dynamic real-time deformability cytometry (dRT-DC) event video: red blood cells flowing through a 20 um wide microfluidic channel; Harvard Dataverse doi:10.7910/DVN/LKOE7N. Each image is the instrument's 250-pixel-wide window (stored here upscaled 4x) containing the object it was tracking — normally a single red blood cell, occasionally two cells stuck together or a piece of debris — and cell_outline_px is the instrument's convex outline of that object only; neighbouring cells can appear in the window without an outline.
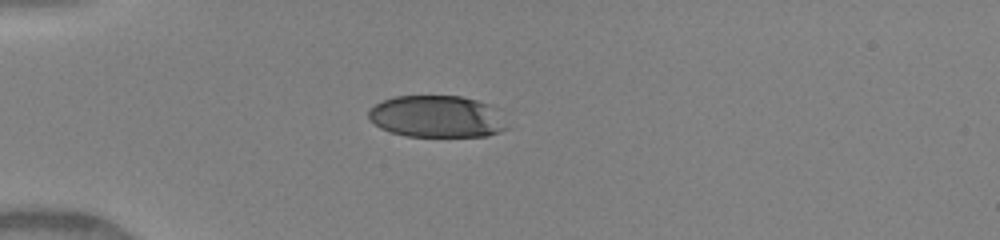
{"species": "human", "species_latin": "Homo sapiens", "temperature_condition": "warm", "stored_images_in_passage": 36, "camera_frame_rate_fps": 3000, "um_per_image_px": 0.085, "donor": {"sex": "female"}, "frame": {"image": 1, "passage_image": 1, "time_ms": 0.0, "image_size_px": [1000, 240], "cell_outline_px": [[512, 128], [488, 136], [408, 136], [392, 132], [380, 128], [368, 116], [368, 112], [376, 104], [392, 96], [460, 96], [476, 100], [488, 104]], "centroid_in_image_um": [37.16, 9.91], "position_along_channel_um": 47.8, "area_um2": 33.58}}
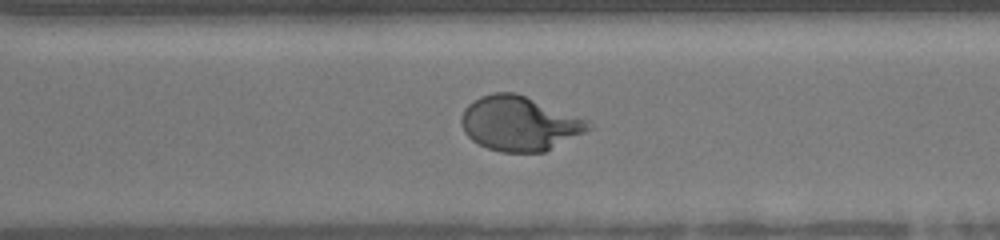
{"frame": {"image": 2, "passage_image": 23, "time_ms": 7.333, "image_size_px": [1000, 240], "cell_outline_px": [[592, 128], [544, 152], [500, 152], [488, 148], [472, 140], [464, 132], [460, 124], [460, 116], [464, 108], [468, 104], [480, 96], [492, 92], [516, 92], [588, 120]], "centroid_in_image_um": [44.1, 10.48], "position_along_channel_um": 326.5, "area_um2": 40.29}}
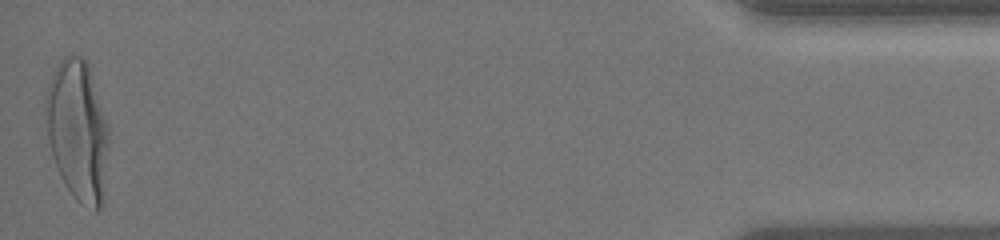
{"frame": {"image": 3, "passage_image": 36, "time_ms": 11.667, "image_size_px": [1000, 240], "cell_outline_px": [[108, 148], [104, 204], [96, 212], [80, 204], [72, 196], [60, 176], [52, 156], [48, 136], [48, 84], [56, 68], [64, 56], [72, 52], [80, 56], [88, 64], [108, 124]], "centroid_in_image_um": [6.65, 11.17], "position_along_channel_um": 428.5, "area_um2": 51.38}, "authors_computed_cell_mechanics": {"area_um2": 39.4774, "velocity_mm_per_s": 4.1476, "shape_relaxation_time_tau1_ms": 3.9908, "shape_relaxation_time_tau2_ms": null, "deformation_change_tau1": 0.2292, "deformation_change_tau2": null}}